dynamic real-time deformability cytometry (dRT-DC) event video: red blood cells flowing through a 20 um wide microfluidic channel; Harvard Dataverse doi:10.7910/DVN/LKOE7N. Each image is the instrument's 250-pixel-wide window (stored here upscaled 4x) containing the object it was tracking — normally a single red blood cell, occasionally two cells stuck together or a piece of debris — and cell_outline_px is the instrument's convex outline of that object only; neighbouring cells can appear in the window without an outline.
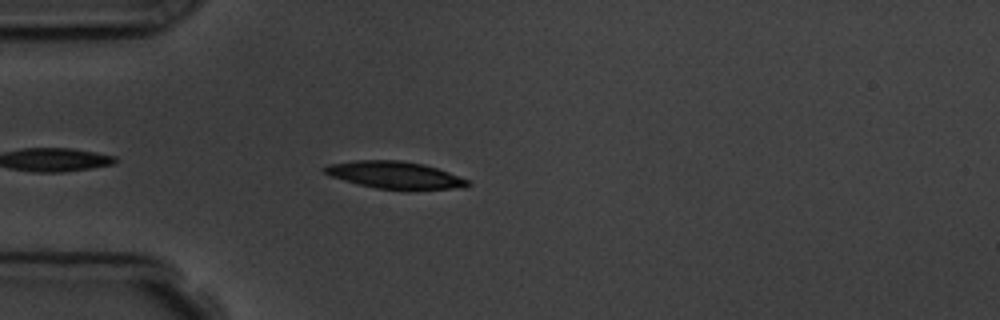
{"species": "common noctule bat (a hibernating species)", "species_latin": "Nyctalus noctula", "temperature_condition": "room temperature", "stored_images_in_passage": 5, "camera_frame_rate_fps": 3000, "um_per_image_px": 0.085, "animal": {"sex": "male", "body_mass_g": 19.5, "forearm_length_mm": 54.6}, "frame": {"image": 1, "passage_image": 5, "time_ms": 4.667, "image_size_px": [1000, 320], "cell_outline_px": [[472, 184], [464, 188], [408, 192], [376, 188], [344, 180], [332, 176], [324, 172], [320, 168], [328, 164], [356, 160], [400, 160], [424, 164], [448, 172], [468, 180]], "centroid_in_image_um": [33.63, 14.91], "position_along_channel_um": 51.4, "area_um2": 23.35}}